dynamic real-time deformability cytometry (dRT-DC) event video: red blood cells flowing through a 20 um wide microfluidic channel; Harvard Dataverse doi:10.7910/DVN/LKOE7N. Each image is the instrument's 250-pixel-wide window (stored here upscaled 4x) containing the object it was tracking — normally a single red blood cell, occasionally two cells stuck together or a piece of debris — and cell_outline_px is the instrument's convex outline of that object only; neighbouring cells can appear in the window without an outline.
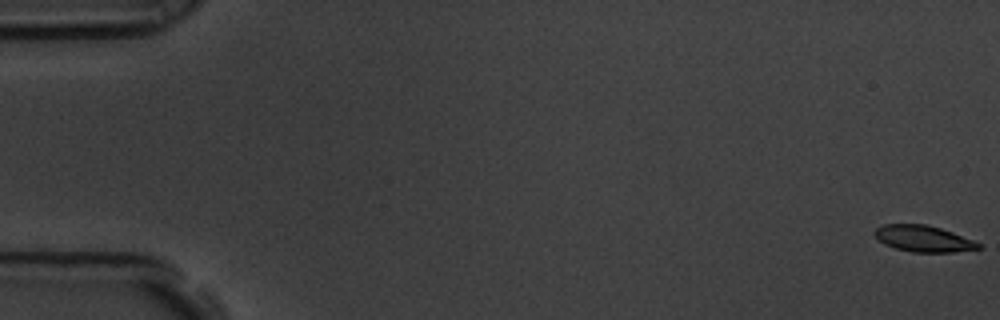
{"species": "common noctule bat (a hibernating species)", "species_latin": "Nyctalus noctula", "temperature_condition": "room temperature", "stored_images_in_passage": 13, "camera_frame_rate_fps": 3000, "um_per_image_px": 0.085, "animal": {"sex": "male", "body_mass_g": 19.5, "forearm_length_mm": 54.6}, "frame": {"image": 1, "passage_image": 1, "time_ms": 0.0, "image_size_px": [1000, 320], "cell_outline_px": [[984, 248], [952, 252], [912, 252], [896, 248], [884, 244], [872, 232], [876, 228], [884, 224], [928, 224], [952, 232], [972, 240], [980, 244]], "centroid_in_image_um": [78.48, 20.28], "position_along_channel_um": 6.5, "area_um2": 15.84}}